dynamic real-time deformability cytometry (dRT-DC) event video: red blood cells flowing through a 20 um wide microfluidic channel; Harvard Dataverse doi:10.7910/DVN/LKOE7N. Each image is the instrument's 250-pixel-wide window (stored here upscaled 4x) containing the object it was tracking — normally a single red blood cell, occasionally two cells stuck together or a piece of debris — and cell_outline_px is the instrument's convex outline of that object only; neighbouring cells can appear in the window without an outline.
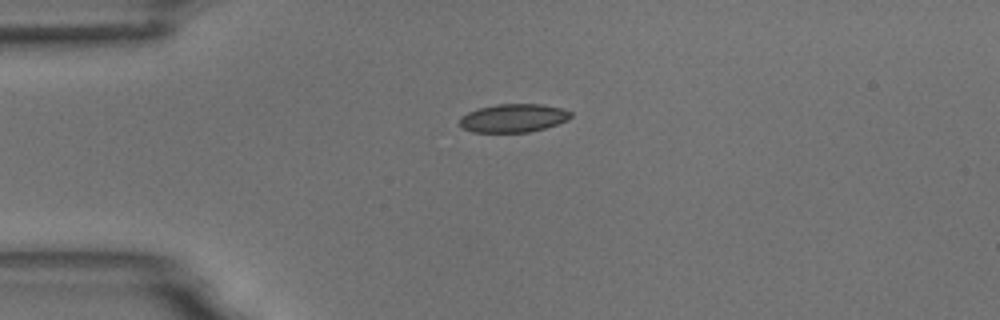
{"species": "common noctule bat (a hibernating species)", "species_latin": "Nyctalus noctula", "temperature_condition": "room temperature", "stored_images_in_passage": 12, "camera_frame_rate_fps": 3000, "um_per_image_px": 0.085, "animal": {"sex": "male", "body_mass_g": 18.8}, "frame": {"image": 1, "passage_image": 1, "time_ms": 0.0, "image_size_px": [1000, 320], "cell_outline_px": [[572, 116], [568, 120], [544, 128], [528, 132], [472, 132], [460, 128], [460, 116], [468, 112], [480, 108], [496, 104], [544, 104], [564, 108], [572, 112]], "centroid_in_image_um": [43.64, 10.03], "position_along_channel_um": 41.4, "area_um2": 18.5}}
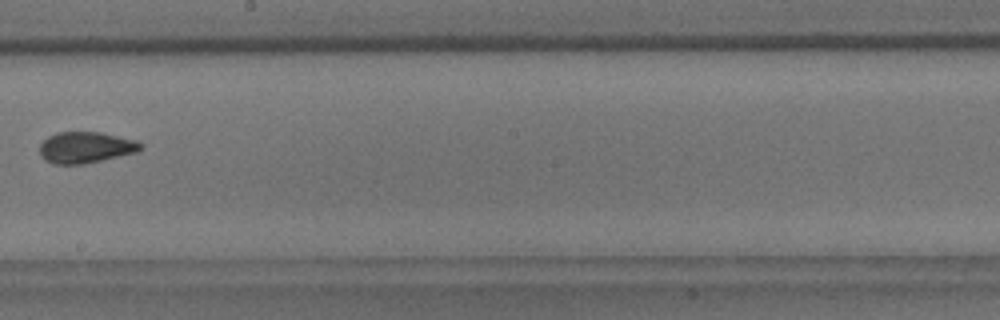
{"frame": {"image": 2, "passage_image": 6, "time_ms": 6.0, "image_size_px": [1000, 320], "cell_outline_px": [[144, 148], [136, 152], [84, 164], [56, 164], [44, 160], [40, 156], [40, 144], [48, 136], [56, 132], [100, 132], [136, 140], [144, 144]], "centroid_in_image_um": [7.28, 12.53], "position_along_channel_um": 240.9, "area_um2": 18.44}}
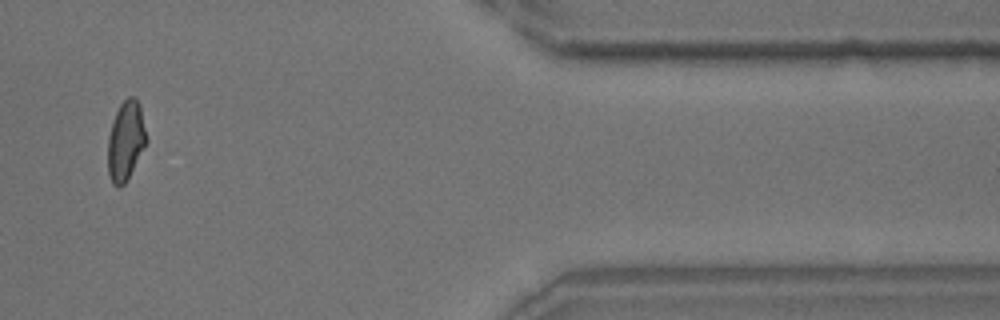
{"frame": {"image": 3, "passage_image": 10, "time_ms": 11.333, "image_size_px": [1000, 320], "cell_outline_px": [[148, 140], [124, 184], [120, 188], [116, 188], [112, 184], [108, 172], [108, 136], [112, 120], [120, 104], [128, 96], [136, 96], [140, 104]], "centroid_in_image_um": [10.68, 11.94], "position_along_channel_um": 400.7, "area_um2": 17.98}, "authors_computed_cell_mechanics": {"area_um2": 18.0047, "velocity_mm_per_s": 3.7061, "shape_relaxation_time_tau1_ms": 10.8958, "shape_relaxation_time_tau2_ms": null, "deformation_change_tau1": 0.2095, "deformation_change_tau2": null}}